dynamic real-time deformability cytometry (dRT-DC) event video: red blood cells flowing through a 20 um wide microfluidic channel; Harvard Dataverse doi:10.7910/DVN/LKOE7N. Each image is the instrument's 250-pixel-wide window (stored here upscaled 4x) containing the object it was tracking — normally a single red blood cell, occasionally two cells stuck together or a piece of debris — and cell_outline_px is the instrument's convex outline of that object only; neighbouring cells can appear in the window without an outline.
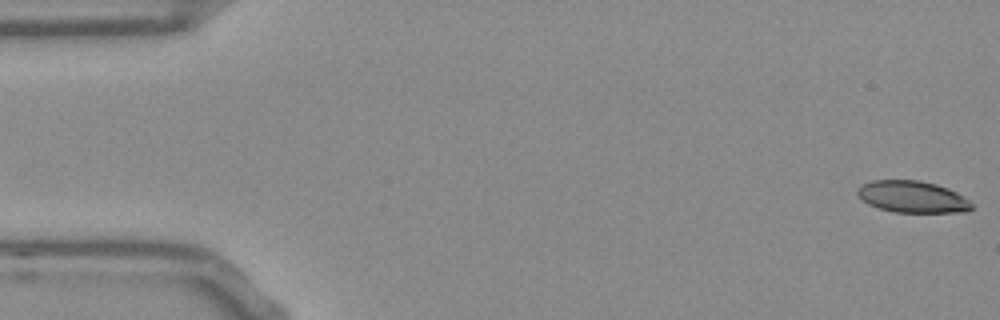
{"species": "Egyptian fruit bat (a non-hibernating species)", "species_latin": "Rousettus aegyptiacus", "temperature_condition": "room temperature", "stored_images_in_passage": 53, "camera_frame_rate_fps": 3000, "um_per_image_px": 0.085, "frame": {"image": 1, "passage_image": 1, "time_ms": 0.0, "image_size_px": [1000, 320], "cell_outline_px": [[972, 208], [968, 212], [896, 212], [880, 208], [868, 204], [856, 192], [856, 188], [872, 180], [920, 180], [936, 184], [948, 188], [964, 196], [972, 204]], "centroid_in_image_um": [77.58, 16.72], "position_along_channel_um": 7.4, "area_um2": 21.04}}
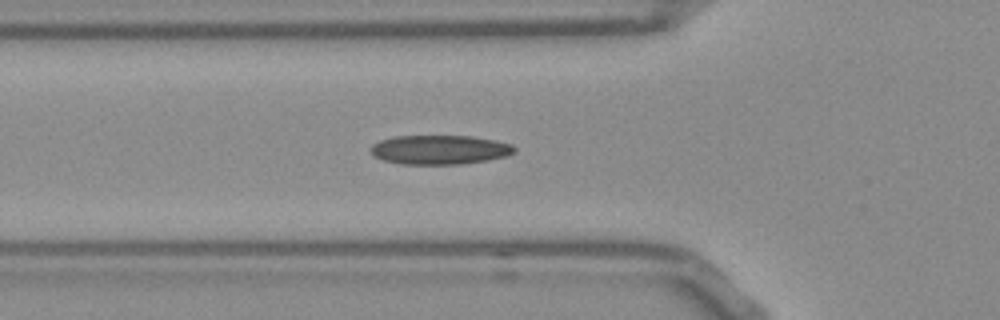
{"frame": {"image": 2, "passage_image": 18, "time_ms": 5.667, "image_size_px": [1000, 320], "cell_outline_px": [[516, 152], [504, 156], [488, 160], [460, 164], [400, 164], [384, 160], [372, 156], [368, 148], [372, 144], [380, 140], [396, 136], [472, 136], [512, 144], [516, 148]], "centroid_in_image_um": [37.33, 12.73], "position_along_channel_um": 88.5, "area_um2": 24.57}}
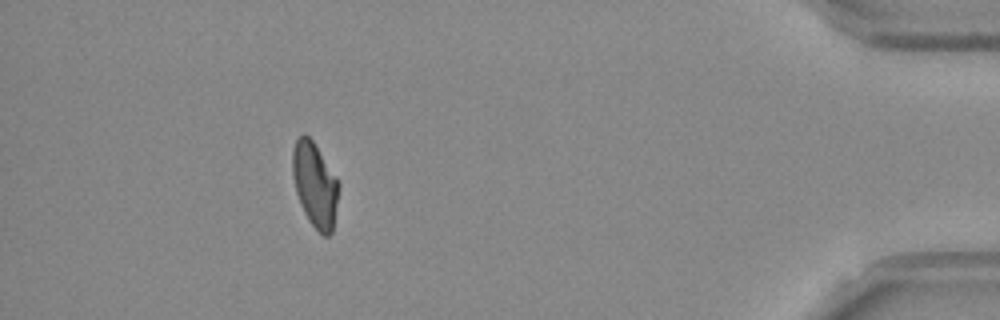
{"frame": {"image": 3, "passage_image": 48, "time_ms": 15.667, "image_size_px": [1000, 320], "cell_outline_px": [[340, 188], [332, 232], [328, 236], [324, 236], [308, 220], [300, 204], [296, 192], [292, 176], [292, 152], [296, 140], [304, 132], [312, 140], [336, 176], [340, 184]], "centroid_in_image_um": [26.77, 15.7], "position_along_channel_um": 408.4, "area_um2": 22.83}, "authors_computed_cell_mechanics": {"area_um2": 23.4668, "velocity_mm_per_s": 3.7889, "shape_relaxation_time_tau1_ms": 7.3056, "shape_relaxation_time_tau2_ms": 2.2843, "deformation_change_tau1": 0.1727, "deformation_change_tau2": 0.0905}}